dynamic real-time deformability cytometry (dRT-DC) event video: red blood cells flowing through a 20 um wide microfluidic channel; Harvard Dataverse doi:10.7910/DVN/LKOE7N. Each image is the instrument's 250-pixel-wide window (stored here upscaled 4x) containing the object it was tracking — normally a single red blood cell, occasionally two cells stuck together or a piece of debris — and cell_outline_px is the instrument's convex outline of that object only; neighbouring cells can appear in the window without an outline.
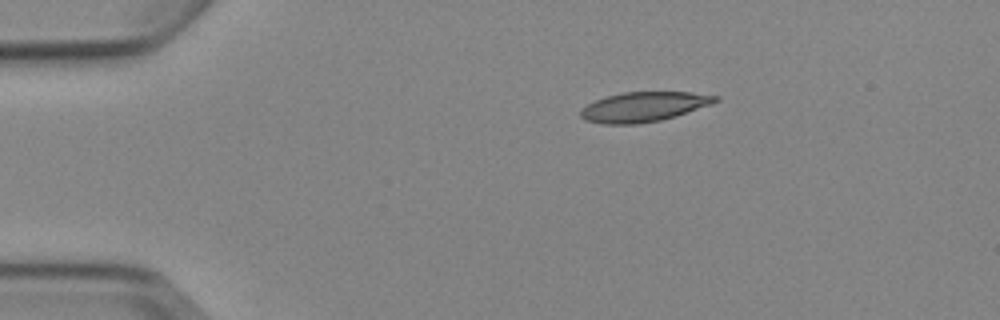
{"species": "Egyptian fruit bat (a non-hibernating species)", "species_latin": "Rousettus aegyptiacus", "temperature_condition": "cold", "stored_images_in_passage": 5, "camera_frame_rate_fps": 3000, "um_per_image_px": 0.085, "animal": {"sex": "female"}, "frame": {"image": 1, "passage_image": 1, "time_ms": 0.0, "image_size_px": [1000, 320], "cell_outline_px": [[720, 100], [712, 104], [676, 116], [660, 120], [636, 124], [604, 124], [584, 120], [580, 116], [580, 108], [596, 100], [620, 92], [692, 92], [720, 96]], "centroid_in_image_um": [54.73, 9.07], "position_along_channel_um": 30.3, "area_um2": 23.47}}
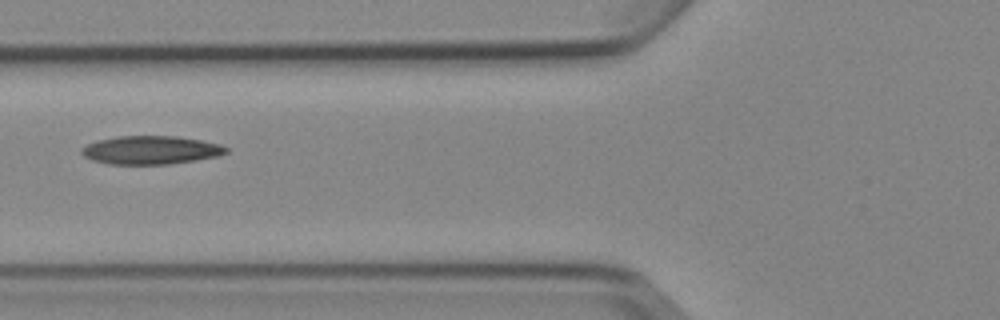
{"frame": {"image": 2, "passage_image": 4, "time_ms": 3.667, "image_size_px": [1000, 320], "cell_outline_px": [[228, 152], [220, 156], [196, 160], [168, 164], [108, 164], [92, 160], [84, 156], [80, 152], [80, 148], [96, 140], [120, 136], [176, 136], [200, 140], [220, 144], [228, 148]], "centroid_in_image_um": [12.81, 12.76], "position_along_channel_um": 113.0, "area_um2": 23.99}}
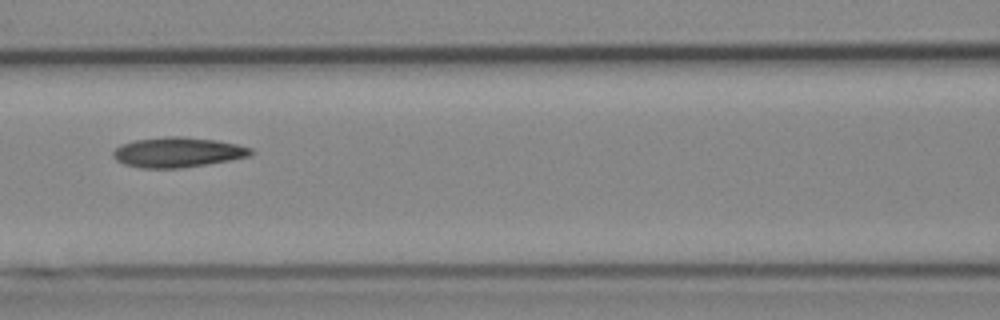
{"frame": {"image": 3, "passage_image": 5, "time_ms": 4.667, "image_size_px": [1000, 320], "cell_outline_px": [[256, 152], [252, 156], [208, 164], [180, 168], [140, 168], [124, 164], [116, 160], [112, 156], [112, 152], [120, 144], [136, 140], [168, 136], [180, 136], [216, 140], [236, 144], [252, 148]], "centroid_in_image_um": [15.12, 12.95], "position_along_channel_um": 151.5, "area_um2": 24.28}}